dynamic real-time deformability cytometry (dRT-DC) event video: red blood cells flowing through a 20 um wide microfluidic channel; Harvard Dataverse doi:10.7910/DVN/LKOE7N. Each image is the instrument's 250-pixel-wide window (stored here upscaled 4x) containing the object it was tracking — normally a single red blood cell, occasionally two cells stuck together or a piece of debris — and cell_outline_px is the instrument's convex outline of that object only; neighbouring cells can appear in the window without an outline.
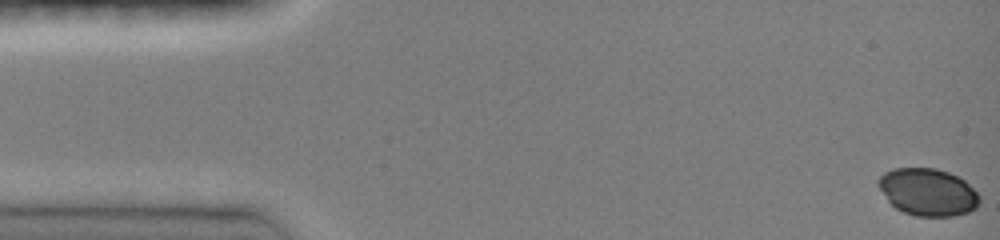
{"species": "common noctule bat (a hibernating species)", "species_latin": "Nyctalus noctula", "temperature_condition": "room temperature", "stored_images_in_passage": 45, "camera_frame_rate_fps": 3000, "um_per_image_px": 0.085, "animal": {"sex": "female", "body_mass_g": 19.0, "forearm_length_mm": 51.5}, "frame": {"image": 1, "passage_image": 1, "time_ms": 0.0, "image_size_px": [1000, 240], "cell_outline_px": [[980, 204], [976, 208], [968, 212], [956, 216], [916, 216], [904, 212], [896, 208], [888, 200], [876, 184], [876, 180], [884, 172], [892, 168], [936, 168], [948, 172], [964, 180], [980, 196]], "centroid_in_image_um": [78.86, 16.32], "position_along_channel_um": 6.1, "area_um2": 27.98}}
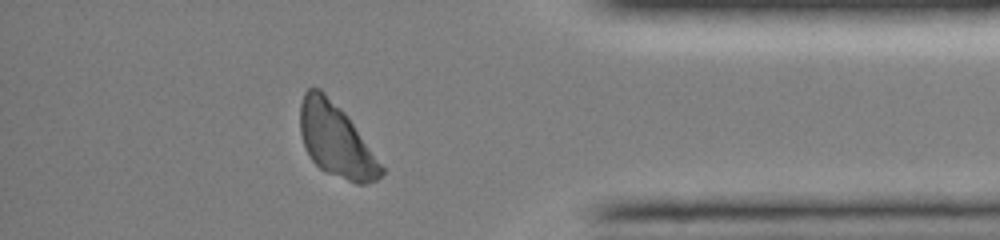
{"frame": {"image": 2, "passage_image": 41, "time_ms": 13.333, "image_size_px": [1000, 240], "cell_outline_px": [[384, 172], [376, 180], [364, 184], [356, 184], [328, 172], [320, 168], [312, 160], [304, 144], [300, 132], [300, 104], [304, 92], [308, 88], [320, 88], [348, 116], [384, 168]], "centroid_in_image_um": [28.55, 11.91], "position_along_channel_um": 406.7, "area_um2": 34.04}}